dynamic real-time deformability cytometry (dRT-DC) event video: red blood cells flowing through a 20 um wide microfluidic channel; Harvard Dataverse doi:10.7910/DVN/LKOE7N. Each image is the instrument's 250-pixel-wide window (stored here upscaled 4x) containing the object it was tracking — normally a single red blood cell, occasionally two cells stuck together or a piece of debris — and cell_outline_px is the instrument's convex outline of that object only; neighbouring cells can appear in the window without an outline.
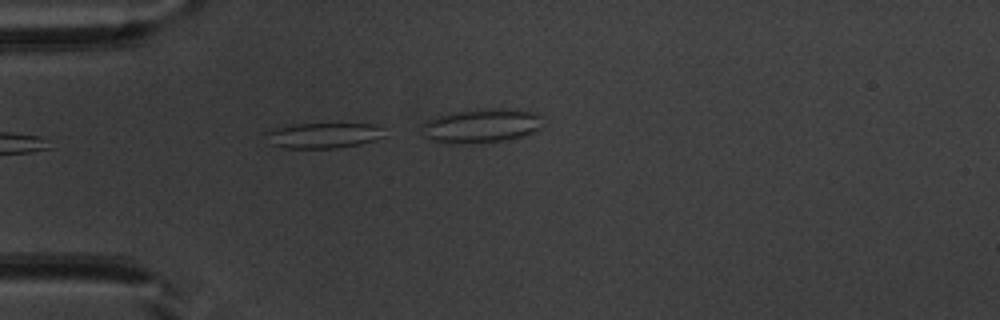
{"species": "common noctule bat (a hibernating species)", "species_latin": "Nyctalus noctula", "temperature_condition": "warm", "stored_images_in_passage": 6, "camera_frame_rate_fps": 3000, "um_per_image_px": 0.085, "animal": {"sex": "male", "body_mass_g": 20.1, "forearm_length_mm": 53.5}, "frame": {"image": 1, "passage_image": 1, "time_ms": 0.0, "image_size_px": [1000, 320], "cell_outline_px": [[384, 136], [376, 140], [360, 144], [336, 148], [284, 148], [268, 144], [264, 132], [276, 128], [292, 124], [372, 124], [380, 128]], "centroid_in_image_um": [27.41, 11.52], "position_along_channel_um": 57.6, "area_um2": 17.57}}